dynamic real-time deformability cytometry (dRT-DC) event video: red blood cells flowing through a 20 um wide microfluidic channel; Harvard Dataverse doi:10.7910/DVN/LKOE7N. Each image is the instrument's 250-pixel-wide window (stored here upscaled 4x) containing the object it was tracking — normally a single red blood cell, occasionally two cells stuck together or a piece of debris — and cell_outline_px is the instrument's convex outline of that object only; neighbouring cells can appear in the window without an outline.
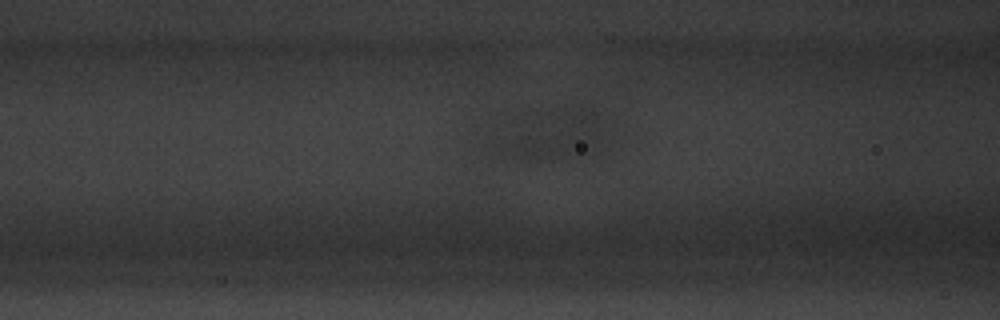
{"species": "common noctule bat (a hibernating species)", "species_latin": "Nyctalus noctula", "temperature_condition": "warm", "stored_images_in_passage": 11, "camera_frame_rate_fps": 3000, "um_per_image_px": 0.085, "animal": {"sex": "male", "body_mass_g": 20.1, "forearm_length_mm": 53.5}, "frame": {"image": 1, "passage_image": 3, "time_ms": 0.667, "image_size_px": [1000, 320], "cell_outline_px": [[600, 136], [596, 148], [524, 156], [516, 156], [500, 148], [520, 136], [568, 112], [592, 108], [600, 112]], "centroid_in_image_um": [47.59, 11.48], "position_along_channel_um": 119.0, "area_um2": 20.81}}
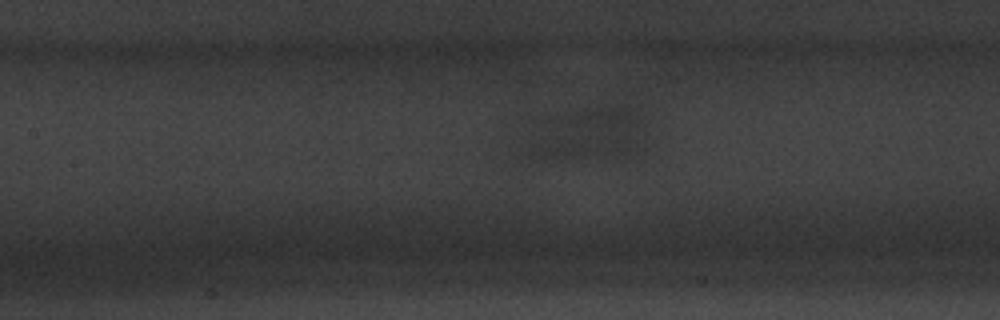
{"frame": {"image": 2, "passage_image": 6, "time_ms": 1.667, "image_size_px": [1000, 320], "cell_outline_px": [[636, 124], [632, 144], [628, 152], [616, 156], [556, 160], [536, 156], [528, 152], [532, 144], [560, 116], [568, 112], [600, 108], [620, 108], [628, 112], [636, 120]], "centroid_in_image_um": [49.9, 11.49], "position_along_channel_um": 157.5, "area_um2": 30.46}}